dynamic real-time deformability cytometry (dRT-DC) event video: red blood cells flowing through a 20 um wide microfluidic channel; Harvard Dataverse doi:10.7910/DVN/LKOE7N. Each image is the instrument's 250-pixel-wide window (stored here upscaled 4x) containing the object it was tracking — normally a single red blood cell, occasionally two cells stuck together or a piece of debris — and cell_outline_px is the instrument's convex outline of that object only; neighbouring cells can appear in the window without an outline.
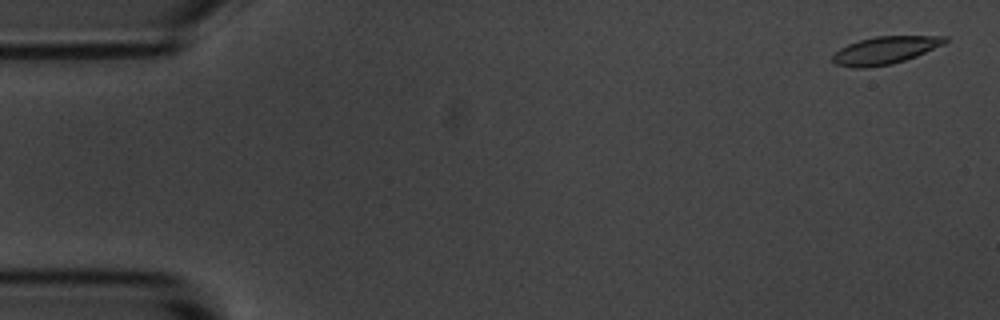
{"species": "common noctule bat (a hibernating species)", "species_latin": "Nyctalus noctula", "temperature_condition": "room temperature", "stored_images_in_passage": 4, "camera_frame_rate_fps": 3000, "um_per_image_px": 0.085, "animal": {"sex": "male", "body_mass_g": 20.1, "forearm_length_mm": 53.5}, "frame": {"image": 1, "passage_image": 1, "time_ms": 0.0, "image_size_px": [1000, 320], "cell_outline_px": [[948, 40], [944, 44], [916, 56], [892, 64], [868, 68], [852, 68], [836, 64], [832, 60], [832, 56], [840, 48], [848, 44], [860, 40], [876, 36], [948, 36]], "centroid_in_image_um": [75.22, 4.28], "position_along_channel_um": 9.8, "area_um2": 18.03}}
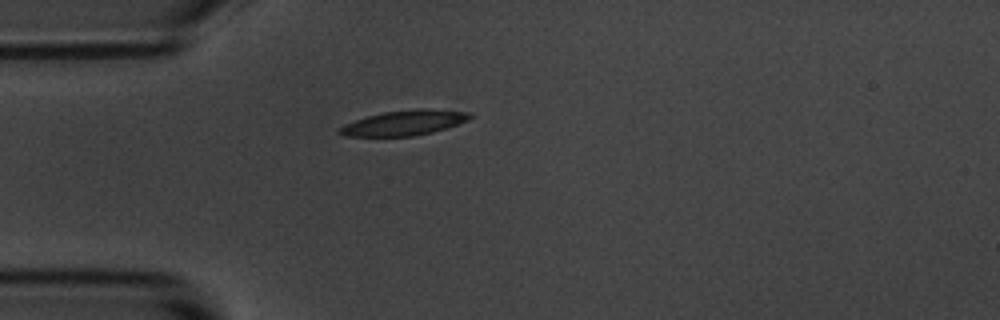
{"frame": {"image": 2, "passage_image": 4, "time_ms": 4.333, "image_size_px": [1000, 320], "cell_outline_px": [[476, 116], [468, 120], [432, 132], [412, 136], [344, 136], [336, 132], [344, 124], [368, 116], [384, 112], [420, 108], [432, 108], [468, 112]], "centroid_in_image_um": [34.38, 10.43], "position_along_channel_um": 50.6, "area_um2": 18.96}}